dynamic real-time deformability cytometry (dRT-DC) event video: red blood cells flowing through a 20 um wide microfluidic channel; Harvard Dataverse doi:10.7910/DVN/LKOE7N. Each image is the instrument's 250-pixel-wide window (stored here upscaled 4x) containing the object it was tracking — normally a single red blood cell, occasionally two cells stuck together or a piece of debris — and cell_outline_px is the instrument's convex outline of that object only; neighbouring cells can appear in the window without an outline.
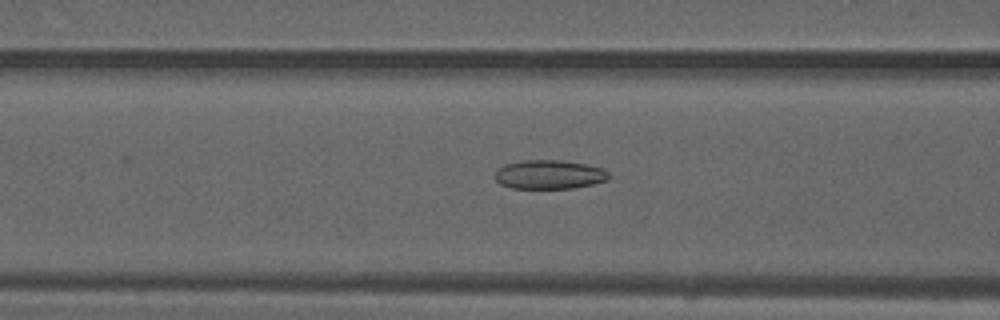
{"species": "common noctule bat (a hibernating species)", "species_latin": "Nyctalus noctula", "temperature_condition": "warm", "stored_images_in_passage": 38, "camera_frame_rate_fps": 3000, "um_per_image_px": 0.085, "animal": {"sex": "male", "forearm_length_mm": 52.5}, "frame": {"image": 1, "passage_image": 17, "time_ms": 5.333, "image_size_px": [1000, 320], "cell_outline_px": [[608, 180], [592, 184], [572, 188], [512, 188], [500, 184], [492, 176], [496, 168], [504, 164], [520, 160], [560, 160], [588, 164], [600, 168], [608, 172]], "centroid_in_image_um": [46.61, 14.82], "position_along_channel_um": 120.0, "area_um2": 19.42}}
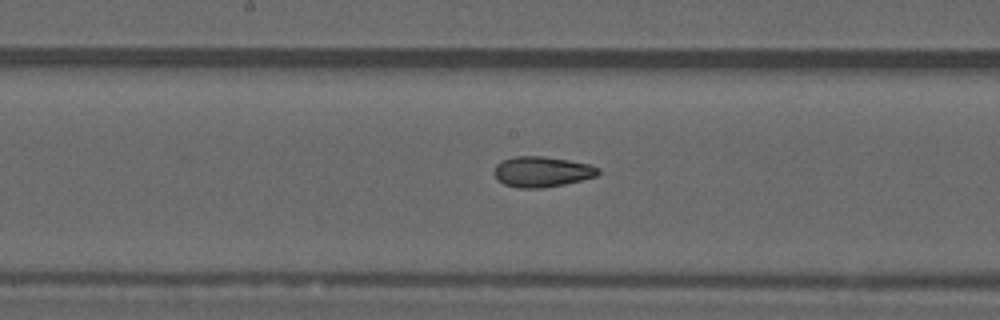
{"frame": {"image": 2, "passage_image": 23, "time_ms": 7.333, "image_size_px": [1000, 320], "cell_outline_px": [[600, 172], [596, 176], [564, 184], [544, 188], [520, 188], [504, 184], [496, 180], [492, 172], [496, 164], [504, 160], [516, 156], [544, 156], [568, 160], [588, 164], [600, 168]], "centroid_in_image_um": [46.02, 14.6], "position_along_channel_um": 202.2, "area_um2": 18.55}}
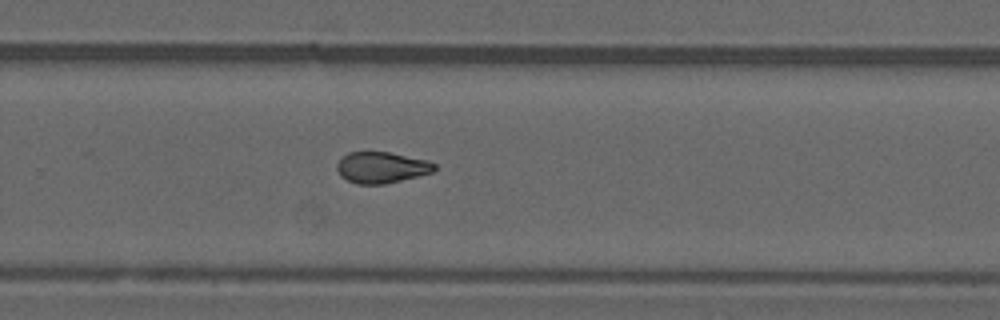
{"frame": {"image": 3, "passage_image": 30, "time_ms": 9.667, "image_size_px": [1000, 320], "cell_outline_px": [[436, 168], [432, 172], [384, 184], [356, 184], [340, 176], [336, 168], [336, 164], [348, 152], [388, 152], [428, 160], [436, 164]], "centroid_in_image_um": [32.41, 14.23], "position_along_channel_um": 297.4, "area_um2": 17.57}}